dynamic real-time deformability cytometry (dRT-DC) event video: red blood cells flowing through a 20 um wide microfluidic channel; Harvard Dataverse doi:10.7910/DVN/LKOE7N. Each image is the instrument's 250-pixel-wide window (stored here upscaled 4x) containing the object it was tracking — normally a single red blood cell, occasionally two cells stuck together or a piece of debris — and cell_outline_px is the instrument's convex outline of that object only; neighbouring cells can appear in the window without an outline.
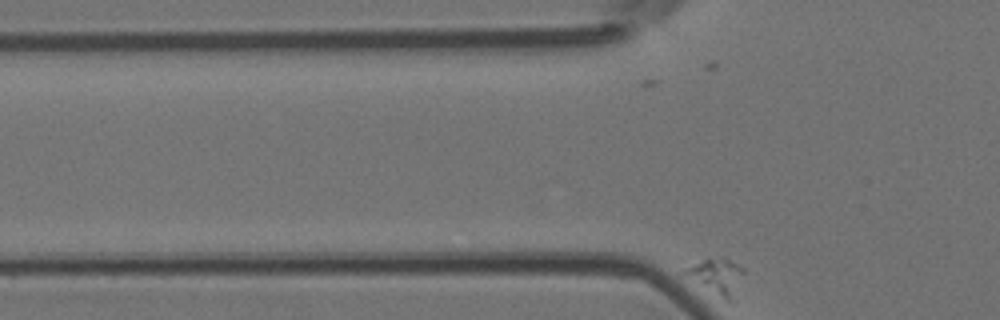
{"species": "Egyptian fruit bat (a non-hibernating species)", "species_latin": "Rousettus aegyptiacus", "temperature_condition": "room temperature", "stored_images_in_passage": 44, "segment_of_instrument_passage": [1, 2], "camera_frame_rate_fps": 3000, "um_per_image_px": 0.085, "animal": {"sex": "female"}, "frame": {"image": 1, "passage_image": 5, "time_ms": 1.333, "image_size_px": [1000, 320], "cell_outline_px": [[744, 272], [732, 304], [728, 304], [680, 272], [684, 268], [708, 256], [724, 256], [744, 268]], "centroid_in_image_um": [60.92, 23.49], "position_along_channel_um": 64.9, "area_um2": 12.95}}
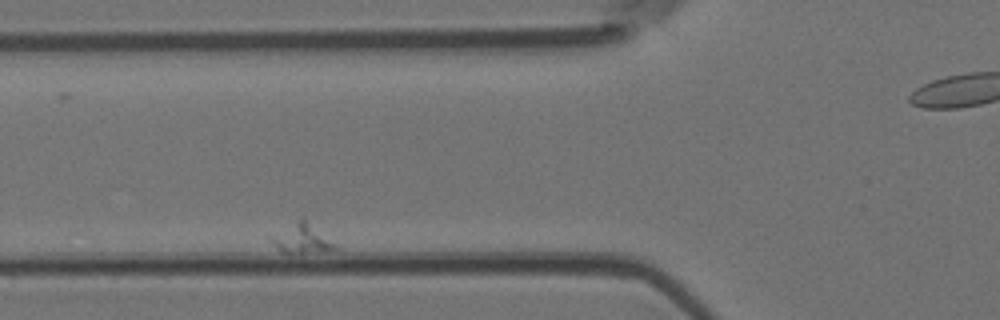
{"frame": {"image": 2, "passage_image": 10, "time_ms": 3.0, "image_size_px": [1000, 320], "cell_outline_px": [[340, 248], [304, 252], [284, 252], [268, 236], [268, 232], [296, 220], [304, 220], [336, 244]], "centroid_in_image_um": [25.54, 20.23], "position_along_channel_um": 100.3, "area_um2": 10.46}}